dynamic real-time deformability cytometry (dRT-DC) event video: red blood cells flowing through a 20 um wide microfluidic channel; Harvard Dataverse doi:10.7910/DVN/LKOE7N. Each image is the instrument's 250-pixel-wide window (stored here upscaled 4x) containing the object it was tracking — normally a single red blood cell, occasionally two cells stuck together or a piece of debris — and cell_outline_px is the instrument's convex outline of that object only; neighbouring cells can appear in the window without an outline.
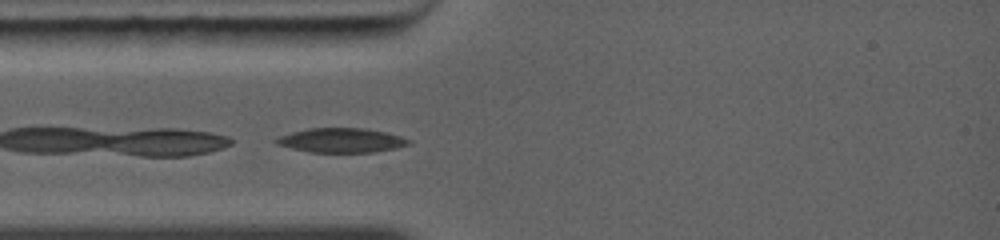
{"species": "common noctule bat (a hibernating species)", "species_latin": "Nyctalus noctula", "temperature_condition": "warm", "stored_images_in_passage": 12, "camera_frame_rate_fps": 5000, "um_per_image_px": 0.085, "animal": {"sex": "female", "body_mass_g": 19.0, "forearm_length_mm": 56.7}, "frame": {"image": 1, "passage_image": 1, "time_ms": 0.0, "image_size_px": [1000, 240], "cell_outline_px": [[412, 144], [396, 148], [376, 152], [312, 152], [292, 148], [276, 144], [272, 140], [280, 136], [292, 132], [308, 128], [364, 128], [384, 132], [400, 136], [412, 140]], "centroid_in_image_um": [29.04, 11.93], "position_along_channel_um": 56.0, "area_um2": 18.84}}